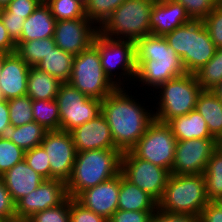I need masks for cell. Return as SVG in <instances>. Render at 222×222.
Listing matches in <instances>:
<instances>
[{
    "label": "cell",
    "instance_id": "1",
    "mask_svg": "<svg viewBox=\"0 0 222 222\" xmlns=\"http://www.w3.org/2000/svg\"><path fill=\"white\" fill-rule=\"evenodd\" d=\"M117 87L102 100L101 114L110 127L115 146L121 151H129L145 134L155 120L154 111L139 102L131 91ZM125 89V90H124ZM129 91V92H128Z\"/></svg>",
    "mask_w": 222,
    "mask_h": 222
},
{
    "label": "cell",
    "instance_id": "2",
    "mask_svg": "<svg viewBox=\"0 0 222 222\" xmlns=\"http://www.w3.org/2000/svg\"><path fill=\"white\" fill-rule=\"evenodd\" d=\"M135 63L134 81L142 83V88L151 86L153 93L161 84L186 74L181 58L160 35L149 34L135 41Z\"/></svg>",
    "mask_w": 222,
    "mask_h": 222
},
{
    "label": "cell",
    "instance_id": "3",
    "mask_svg": "<svg viewBox=\"0 0 222 222\" xmlns=\"http://www.w3.org/2000/svg\"><path fill=\"white\" fill-rule=\"evenodd\" d=\"M121 156L119 149L77 152L71 177L66 182L67 195L75 198L80 192L118 175Z\"/></svg>",
    "mask_w": 222,
    "mask_h": 222
},
{
    "label": "cell",
    "instance_id": "4",
    "mask_svg": "<svg viewBox=\"0 0 222 222\" xmlns=\"http://www.w3.org/2000/svg\"><path fill=\"white\" fill-rule=\"evenodd\" d=\"M164 38L181 58L184 69L189 74H194L203 67L216 51L202 20H192L166 33Z\"/></svg>",
    "mask_w": 222,
    "mask_h": 222
},
{
    "label": "cell",
    "instance_id": "5",
    "mask_svg": "<svg viewBox=\"0 0 222 222\" xmlns=\"http://www.w3.org/2000/svg\"><path fill=\"white\" fill-rule=\"evenodd\" d=\"M209 202L203 174H171L163 196L158 202V209L199 217L201 211Z\"/></svg>",
    "mask_w": 222,
    "mask_h": 222
},
{
    "label": "cell",
    "instance_id": "6",
    "mask_svg": "<svg viewBox=\"0 0 222 222\" xmlns=\"http://www.w3.org/2000/svg\"><path fill=\"white\" fill-rule=\"evenodd\" d=\"M155 91L159 93L157 96H160H155L159 99L154 112L155 120L168 123L173 118L186 115L195 109L202 88L194 74L186 73L161 84Z\"/></svg>",
    "mask_w": 222,
    "mask_h": 222
},
{
    "label": "cell",
    "instance_id": "7",
    "mask_svg": "<svg viewBox=\"0 0 222 222\" xmlns=\"http://www.w3.org/2000/svg\"><path fill=\"white\" fill-rule=\"evenodd\" d=\"M156 0H126L114 10L99 32L111 39L136 41L150 34V12Z\"/></svg>",
    "mask_w": 222,
    "mask_h": 222
},
{
    "label": "cell",
    "instance_id": "8",
    "mask_svg": "<svg viewBox=\"0 0 222 222\" xmlns=\"http://www.w3.org/2000/svg\"><path fill=\"white\" fill-rule=\"evenodd\" d=\"M93 45L99 52L105 75L115 86L126 88L125 82L127 83L128 80L132 81V79L134 81L136 76L134 41L111 39L98 32L94 38ZM116 69L122 72H118ZM117 75L119 76L117 77Z\"/></svg>",
    "mask_w": 222,
    "mask_h": 222
},
{
    "label": "cell",
    "instance_id": "9",
    "mask_svg": "<svg viewBox=\"0 0 222 222\" xmlns=\"http://www.w3.org/2000/svg\"><path fill=\"white\" fill-rule=\"evenodd\" d=\"M68 84L89 98L103 100L117 86L105 75L97 48L92 44L78 55H74Z\"/></svg>",
    "mask_w": 222,
    "mask_h": 222
},
{
    "label": "cell",
    "instance_id": "10",
    "mask_svg": "<svg viewBox=\"0 0 222 222\" xmlns=\"http://www.w3.org/2000/svg\"><path fill=\"white\" fill-rule=\"evenodd\" d=\"M176 142L171 127L167 123L154 120L130 151L136 157L167 169L171 173Z\"/></svg>",
    "mask_w": 222,
    "mask_h": 222
},
{
    "label": "cell",
    "instance_id": "11",
    "mask_svg": "<svg viewBox=\"0 0 222 222\" xmlns=\"http://www.w3.org/2000/svg\"><path fill=\"white\" fill-rule=\"evenodd\" d=\"M60 130L70 132L101 114L102 100L89 98L68 83H62L56 95Z\"/></svg>",
    "mask_w": 222,
    "mask_h": 222
},
{
    "label": "cell",
    "instance_id": "12",
    "mask_svg": "<svg viewBox=\"0 0 222 222\" xmlns=\"http://www.w3.org/2000/svg\"><path fill=\"white\" fill-rule=\"evenodd\" d=\"M122 175L150 195L157 203L163 196L171 173L158 165L136 157L130 150L122 152Z\"/></svg>",
    "mask_w": 222,
    "mask_h": 222
},
{
    "label": "cell",
    "instance_id": "13",
    "mask_svg": "<svg viewBox=\"0 0 222 222\" xmlns=\"http://www.w3.org/2000/svg\"><path fill=\"white\" fill-rule=\"evenodd\" d=\"M40 145L50 162V180L58 179L66 183L71 177L77 154L71 133L63 130L47 131Z\"/></svg>",
    "mask_w": 222,
    "mask_h": 222
},
{
    "label": "cell",
    "instance_id": "14",
    "mask_svg": "<svg viewBox=\"0 0 222 222\" xmlns=\"http://www.w3.org/2000/svg\"><path fill=\"white\" fill-rule=\"evenodd\" d=\"M218 146L219 142L215 138L177 140L171 174H203Z\"/></svg>",
    "mask_w": 222,
    "mask_h": 222
},
{
    "label": "cell",
    "instance_id": "15",
    "mask_svg": "<svg viewBox=\"0 0 222 222\" xmlns=\"http://www.w3.org/2000/svg\"><path fill=\"white\" fill-rule=\"evenodd\" d=\"M67 197L64 181L44 180L34 191L15 203L16 219L26 221L36 212L61 204Z\"/></svg>",
    "mask_w": 222,
    "mask_h": 222
},
{
    "label": "cell",
    "instance_id": "16",
    "mask_svg": "<svg viewBox=\"0 0 222 222\" xmlns=\"http://www.w3.org/2000/svg\"><path fill=\"white\" fill-rule=\"evenodd\" d=\"M88 18L56 21L54 41L64 52L78 55L93 44L99 27Z\"/></svg>",
    "mask_w": 222,
    "mask_h": 222
},
{
    "label": "cell",
    "instance_id": "17",
    "mask_svg": "<svg viewBox=\"0 0 222 222\" xmlns=\"http://www.w3.org/2000/svg\"><path fill=\"white\" fill-rule=\"evenodd\" d=\"M120 173L113 178L80 192L74 199L86 209L109 220L118 209Z\"/></svg>",
    "mask_w": 222,
    "mask_h": 222
},
{
    "label": "cell",
    "instance_id": "18",
    "mask_svg": "<svg viewBox=\"0 0 222 222\" xmlns=\"http://www.w3.org/2000/svg\"><path fill=\"white\" fill-rule=\"evenodd\" d=\"M77 152L97 149H118L111 136L105 117L99 114L95 119L70 131Z\"/></svg>",
    "mask_w": 222,
    "mask_h": 222
},
{
    "label": "cell",
    "instance_id": "19",
    "mask_svg": "<svg viewBox=\"0 0 222 222\" xmlns=\"http://www.w3.org/2000/svg\"><path fill=\"white\" fill-rule=\"evenodd\" d=\"M30 66L16 53L4 54L0 73V92L2 99L27 95V83Z\"/></svg>",
    "mask_w": 222,
    "mask_h": 222
},
{
    "label": "cell",
    "instance_id": "20",
    "mask_svg": "<svg viewBox=\"0 0 222 222\" xmlns=\"http://www.w3.org/2000/svg\"><path fill=\"white\" fill-rule=\"evenodd\" d=\"M191 21L181 4L175 1H155L150 12V34L164 36Z\"/></svg>",
    "mask_w": 222,
    "mask_h": 222
},
{
    "label": "cell",
    "instance_id": "21",
    "mask_svg": "<svg viewBox=\"0 0 222 222\" xmlns=\"http://www.w3.org/2000/svg\"><path fill=\"white\" fill-rule=\"evenodd\" d=\"M2 178L15 203L34 191L45 180L25 160L14 165L2 175Z\"/></svg>",
    "mask_w": 222,
    "mask_h": 222
},
{
    "label": "cell",
    "instance_id": "22",
    "mask_svg": "<svg viewBox=\"0 0 222 222\" xmlns=\"http://www.w3.org/2000/svg\"><path fill=\"white\" fill-rule=\"evenodd\" d=\"M56 20L49 6L44 2L24 21L21 37L17 42L53 38Z\"/></svg>",
    "mask_w": 222,
    "mask_h": 222
},
{
    "label": "cell",
    "instance_id": "23",
    "mask_svg": "<svg viewBox=\"0 0 222 222\" xmlns=\"http://www.w3.org/2000/svg\"><path fill=\"white\" fill-rule=\"evenodd\" d=\"M158 203L145 191L128 181L120 172L118 209L126 211H156Z\"/></svg>",
    "mask_w": 222,
    "mask_h": 222
},
{
    "label": "cell",
    "instance_id": "24",
    "mask_svg": "<svg viewBox=\"0 0 222 222\" xmlns=\"http://www.w3.org/2000/svg\"><path fill=\"white\" fill-rule=\"evenodd\" d=\"M167 124L177 140L214 138L207 128L206 121L196 109L186 115L173 118Z\"/></svg>",
    "mask_w": 222,
    "mask_h": 222
},
{
    "label": "cell",
    "instance_id": "25",
    "mask_svg": "<svg viewBox=\"0 0 222 222\" xmlns=\"http://www.w3.org/2000/svg\"><path fill=\"white\" fill-rule=\"evenodd\" d=\"M195 109L206 121L210 134L220 142L222 140V102L212 90H202Z\"/></svg>",
    "mask_w": 222,
    "mask_h": 222
},
{
    "label": "cell",
    "instance_id": "26",
    "mask_svg": "<svg viewBox=\"0 0 222 222\" xmlns=\"http://www.w3.org/2000/svg\"><path fill=\"white\" fill-rule=\"evenodd\" d=\"M62 83L52 75L30 67L27 83V95L32 100L56 99L59 87Z\"/></svg>",
    "mask_w": 222,
    "mask_h": 222
},
{
    "label": "cell",
    "instance_id": "27",
    "mask_svg": "<svg viewBox=\"0 0 222 222\" xmlns=\"http://www.w3.org/2000/svg\"><path fill=\"white\" fill-rule=\"evenodd\" d=\"M74 55L55 47L37 64V68L52 75L61 83H68L71 76Z\"/></svg>",
    "mask_w": 222,
    "mask_h": 222
},
{
    "label": "cell",
    "instance_id": "28",
    "mask_svg": "<svg viewBox=\"0 0 222 222\" xmlns=\"http://www.w3.org/2000/svg\"><path fill=\"white\" fill-rule=\"evenodd\" d=\"M47 131L42 125L33 121L21 126H11L5 137L27 151L39 146Z\"/></svg>",
    "mask_w": 222,
    "mask_h": 222
},
{
    "label": "cell",
    "instance_id": "29",
    "mask_svg": "<svg viewBox=\"0 0 222 222\" xmlns=\"http://www.w3.org/2000/svg\"><path fill=\"white\" fill-rule=\"evenodd\" d=\"M205 191L209 201L222 195V147L219 145L212 153L203 173Z\"/></svg>",
    "mask_w": 222,
    "mask_h": 222
},
{
    "label": "cell",
    "instance_id": "30",
    "mask_svg": "<svg viewBox=\"0 0 222 222\" xmlns=\"http://www.w3.org/2000/svg\"><path fill=\"white\" fill-rule=\"evenodd\" d=\"M56 47L54 38L16 42V53L30 67H36Z\"/></svg>",
    "mask_w": 222,
    "mask_h": 222
},
{
    "label": "cell",
    "instance_id": "31",
    "mask_svg": "<svg viewBox=\"0 0 222 222\" xmlns=\"http://www.w3.org/2000/svg\"><path fill=\"white\" fill-rule=\"evenodd\" d=\"M32 114L34 122L46 130H60V114L56 99L32 100Z\"/></svg>",
    "mask_w": 222,
    "mask_h": 222
},
{
    "label": "cell",
    "instance_id": "32",
    "mask_svg": "<svg viewBox=\"0 0 222 222\" xmlns=\"http://www.w3.org/2000/svg\"><path fill=\"white\" fill-rule=\"evenodd\" d=\"M194 75L202 90H213L222 81V48Z\"/></svg>",
    "mask_w": 222,
    "mask_h": 222
},
{
    "label": "cell",
    "instance_id": "33",
    "mask_svg": "<svg viewBox=\"0 0 222 222\" xmlns=\"http://www.w3.org/2000/svg\"><path fill=\"white\" fill-rule=\"evenodd\" d=\"M125 1L126 0H88L85 5V15L95 26L100 28L112 15L114 10Z\"/></svg>",
    "mask_w": 222,
    "mask_h": 222
},
{
    "label": "cell",
    "instance_id": "34",
    "mask_svg": "<svg viewBox=\"0 0 222 222\" xmlns=\"http://www.w3.org/2000/svg\"><path fill=\"white\" fill-rule=\"evenodd\" d=\"M56 21L87 18L85 6L78 0H44Z\"/></svg>",
    "mask_w": 222,
    "mask_h": 222
},
{
    "label": "cell",
    "instance_id": "35",
    "mask_svg": "<svg viewBox=\"0 0 222 222\" xmlns=\"http://www.w3.org/2000/svg\"><path fill=\"white\" fill-rule=\"evenodd\" d=\"M9 118L12 127L21 126L33 122L32 99L21 96L8 100Z\"/></svg>",
    "mask_w": 222,
    "mask_h": 222
},
{
    "label": "cell",
    "instance_id": "36",
    "mask_svg": "<svg viewBox=\"0 0 222 222\" xmlns=\"http://www.w3.org/2000/svg\"><path fill=\"white\" fill-rule=\"evenodd\" d=\"M25 151L7 139L0 137V176L24 160Z\"/></svg>",
    "mask_w": 222,
    "mask_h": 222
},
{
    "label": "cell",
    "instance_id": "37",
    "mask_svg": "<svg viewBox=\"0 0 222 222\" xmlns=\"http://www.w3.org/2000/svg\"><path fill=\"white\" fill-rule=\"evenodd\" d=\"M27 222H71L70 221V197L61 204L34 213Z\"/></svg>",
    "mask_w": 222,
    "mask_h": 222
},
{
    "label": "cell",
    "instance_id": "38",
    "mask_svg": "<svg viewBox=\"0 0 222 222\" xmlns=\"http://www.w3.org/2000/svg\"><path fill=\"white\" fill-rule=\"evenodd\" d=\"M24 160L45 180H50V162L46 151L41 145L25 151Z\"/></svg>",
    "mask_w": 222,
    "mask_h": 222
},
{
    "label": "cell",
    "instance_id": "39",
    "mask_svg": "<svg viewBox=\"0 0 222 222\" xmlns=\"http://www.w3.org/2000/svg\"><path fill=\"white\" fill-rule=\"evenodd\" d=\"M181 4L192 20H203L222 0H174Z\"/></svg>",
    "mask_w": 222,
    "mask_h": 222
},
{
    "label": "cell",
    "instance_id": "40",
    "mask_svg": "<svg viewBox=\"0 0 222 222\" xmlns=\"http://www.w3.org/2000/svg\"><path fill=\"white\" fill-rule=\"evenodd\" d=\"M202 22L216 48H222V1Z\"/></svg>",
    "mask_w": 222,
    "mask_h": 222
},
{
    "label": "cell",
    "instance_id": "41",
    "mask_svg": "<svg viewBox=\"0 0 222 222\" xmlns=\"http://www.w3.org/2000/svg\"><path fill=\"white\" fill-rule=\"evenodd\" d=\"M43 0H12L2 8L0 16H22L27 19Z\"/></svg>",
    "mask_w": 222,
    "mask_h": 222
},
{
    "label": "cell",
    "instance_id": "42",
    "mask_svg": "<svg viewBox=\"0 0 222 222\" xmlns=\"http://www.w3.org/2000/svg\"><path fill=\"white\" fill-rule=\"evenodd\" d=\"M15 202L0 176V221H16Z\"/></svg>",
    "mask_w": 222,
    "mask_h": 222
},
{
    "label": "cell",
    "instance_id": "43",
    "mask_svg": "<svg viewBox=\"0 0 222 222\" xmlns=\"http://www.w3.org/2000/svg\"><path fill=\"white\" fill-rule=\"evenodd\" d=\"M70 221L71 222H108L105 217L95 214L70 197Z\"/></svg>",
    "mask_w": 222,
    "mask_h": 222
},
{
    "label": "cell",
    "instance_id": "44",
    "mask_svg": "<svg viewBox=\"0 0 222 222\" xmlns=\"http://www.w3.org/2000/svg\"><path fill=\"white\" fill-rule=\"evenodd\" d=\"M155 211H126L117 209L108 222H148Z\"/></svg>",
    "mask_w": 222,
    "mask_h": 222
},
{
    "label": "cell",
    "instance_id": "45",
    "mask_svg": "<svg viewBox=\"0 0 222 222\" xmlns=\"http://www.w3.org/2000/svg\"><path fill=\"white\" fill-rule=\"evenodd\" d=\"M148 222H199V217L191 214L165 212L157 208Z\"/></svg>",
    "mask_w": 222,
    "mask_h": 222
},
{
    "label": "cell",
    "instance_id": "46",
    "mask_svg": "<svg viewBox=\"0 0 222 222\" xmlns=\"http://www.w3.org/2000/svg\"><path fill=\"white\" fill-rule=\"evenodd\" d=\"M9 36L16 43L23 30L25 18L22 16H0Z\"/></svg>",
    "mask_w": 222,
    "mask_h": 222
},
{
    "label": "cell",
    "instance_id": "47",
    "mask_svg": "<svg viewBox=\"0 0 222 222\" xmlns=\"http://www.w3.org/2000/svg\"><path fill=\"white\" fill-rule=\"evenodd\" d=\"M199 222H222V209L210 201L201 211Z\"/></svg>",
    "mask_w": 222,
    "mask_h": 222
},
{
    "label": "cell",
    "instance_id": "48",
    "mask_svg": "<svg viewBox=\"0 0 222 222\" xmlns=\"http://www.w3.org/2000/svg\"><path fill=\"white\" fill-rule=\"evenodd\" d=\"M16 51V43L9 36L0 18V53L11 54Z\"/></svg>",
    "mask_w": 222,
    "mask_h": 222
},
{
    "label": "cell",
    "instance_id": "49",
    "mask_svg": "<svg viewBox=\"0 0 222 222\" xmlns=\"http://www.w3.org/2000/svg\"><path fill=\"white\" fill-rule=\"evenodd\" d=\"M10 128L8 100L0 99V137H4Z\"/></svg>",
    "mask_w": 222,
    "mask_h": 222
},
{
    "label": "cell",
    "instance_id": "50",
    "mask_svg": "<svg viewBox=\"0 0 222 222\" xmlns=\"http://www.w3.org/2000/svg\"><path fill=\"white\" fill-rule=\"evenodd\" d=\"M212 92L222 102V81L212 90Z\"/></svg>",
    "mask_w": 222,
    "mask_h": 222
},
{
    "label": "cell",
    "instance_id": "51",
    "mask_svg": "<svg viewBox=\"0 0 222 222\" xmlns=\"http://www.w3.org/2000/svg\"><path fill=\"white\" fill-rule=\"evenodd\" d=\"M12 0H0V7L5 8Z\"/></svg>",
    "mask_w": 222,
    "mask_h": 222
},
{
    "label": "cell",
    "instance_id": "52",
    "mask_svg": "<svg viewBox=\"0 0 222 222\" xmlns=\"http://www.w3.org/2000/svg\"><path fill=\"white\" fill-rule=\"evenodd\" d=\"M3 60H4V53H0V73L2 70V66H3ZM0 99H2L1 92H0Z\"/></svg>",
    "mask_w": 222,
    "mask_h": 222
},
{
    "label": "cell",
    "instance_id": "53",
    "mask_svg": "<svg viewBox=\"0 0 222 222\" xmlns=\"http://www.w3.org/2000/svg\"><path fill=\"white\" fill-rule=\"evenodd\" d=\"M222 209V195L213 201Z\"/></svg>",
    "mask_w": 222,
    "mask_h": 222
},
{
    "label": "cell",
    "instance_id": "54",
    "mask_svg": "<svg viewBox=\"0 0 222 222\" xmlns=\"http://www.w3.org/2000/svg\"><path fill=\"white\" fill-rule=\"evenodd\" d=\"M80 3H82L84 6L87 4L88 0H78Z\"/></svg>",
    "mask_w": 222,
    "mask_h": 222
},
{
    "label": "cell",
    "instance_id": "55",
    "mask_svg": "<svg viewBox=\"0 0 222 222\" xmlns=\"http://www.w3.org/2000/svg\"><path fill=\"white\" fill-rule=\"evenodd\" d=\"M12 222H27V221H24V220H16V221H12Z\"/></svg>",
    "mask_w": 222,
    "mask_h": 222
},
{
    "label": "cell",
    "instance_id": "56",
    "mask_svg": "<svg viewBox=\"0 0 222 222\" xmlns=\"http://www.w3.org/2000/svg\"><path fill=\"white\" fill-rule=\"evenodd\" d=\"M156 1H174V0H156Z\"/></svg>",
    "mask_w": 222,
    "mask_h": 222
}]
</instances>
